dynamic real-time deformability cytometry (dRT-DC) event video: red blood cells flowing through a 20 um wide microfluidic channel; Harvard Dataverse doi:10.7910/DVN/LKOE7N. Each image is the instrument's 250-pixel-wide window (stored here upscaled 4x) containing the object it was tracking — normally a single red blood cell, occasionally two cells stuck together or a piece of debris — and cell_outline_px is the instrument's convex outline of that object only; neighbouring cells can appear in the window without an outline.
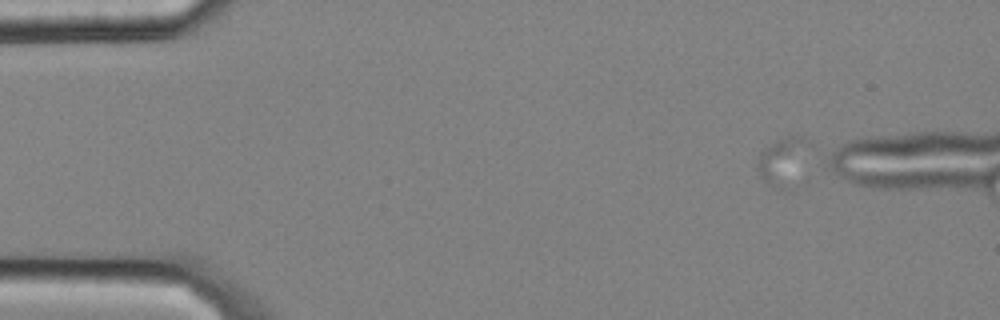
{"species": "common noctule bat (a hibernating species)", "species_latin": "Nyctalus noctula", "temperature_condition": "cold", "stored_images_in_passage": 5, "camera_frame_rate_fps": 3000, "um_per_image_px": 0.085, "animal": {"sex": "male", "body_mass_g": 20.4}, "frame": {"image": 1, "passage_image": 1, "time_ms": 0.0, "image_size_px": [1000, 320], "cell_outline_px": [[812, 144], [784, 188], [776, 188], [768, 184], [760, 176], [756, 168], [756, 164], [760, 152], [764, 148], [776, 140], [788, 136], [800, 136], [808, 140]], "centroid_in_image_um": [66.45, 13.59], "position_along_channel_um": 18.6, "area_um2": 13.35}}